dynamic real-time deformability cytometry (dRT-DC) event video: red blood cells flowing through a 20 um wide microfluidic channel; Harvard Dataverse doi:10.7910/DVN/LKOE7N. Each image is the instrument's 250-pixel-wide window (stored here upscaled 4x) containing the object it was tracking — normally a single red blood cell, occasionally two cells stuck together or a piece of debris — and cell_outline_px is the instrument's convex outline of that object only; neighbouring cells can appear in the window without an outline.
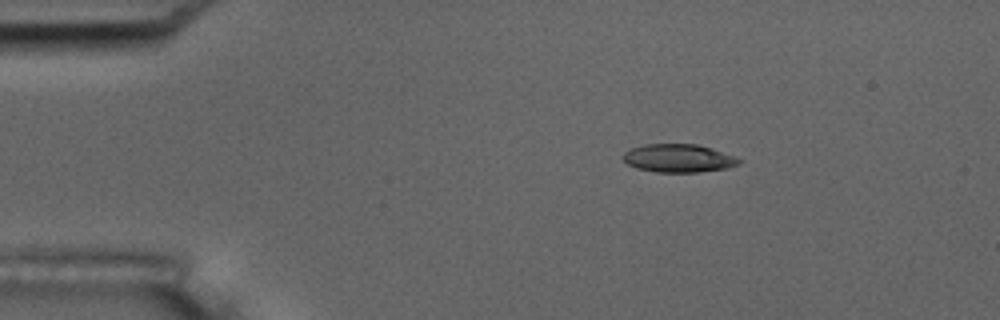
{"species": "common noctule bat (a hibernating species)", "species_latin": "Nyctalus noctula", "temperature_condition": "room temperature", "stored_images_in_passage": 4, "camera_frame_rate_fps": 3000, "um_per_image_px": 0.085, "animal": {"sex": "male", "body_mass_g": 17.5, "forearm_length_mm": 52.3}, "frame": {"image": 1, "passage_image": 2, "time_ms": 2.0, "image_size_px": [1000, 320], "cell_outline_px": [[740, 164], [728, 168], [696, 172], [656, 172], [636, 168], [628, 164], [620, 156], [624, 152], [632, 148], [644, 144], [696, 144], [712, 148], [732, 156], [740, 160]], "centroid_in_image_um": [57.63, 13.45], "position_along_channel_um": 27.4, "area_um2": 18.96}}